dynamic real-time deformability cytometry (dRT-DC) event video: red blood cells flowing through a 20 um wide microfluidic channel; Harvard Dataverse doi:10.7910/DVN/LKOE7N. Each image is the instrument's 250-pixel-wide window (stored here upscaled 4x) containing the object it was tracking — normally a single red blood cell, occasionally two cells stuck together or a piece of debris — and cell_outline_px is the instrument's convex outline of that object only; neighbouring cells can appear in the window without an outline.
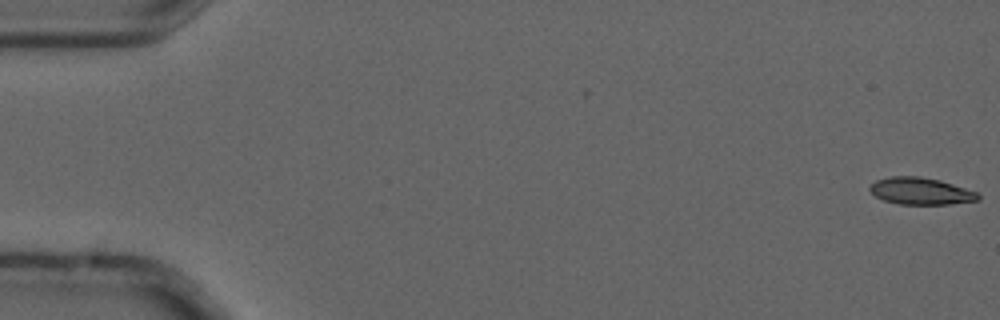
{"species": "common noctule bat (a hibernating species)", "species_latin": "Nyctalus noctula", "temperature_condition": "cold", "stored_images_in_passage": 5, "camera_frame_rate_fps": 3000, "um_per_image_px": 0.085, "animal": {"sex": "male", "forearm_length_mm": 52.5}, "frame": {"image": 1, "passage_image": 1, "time_ms": 0.0, "image_size_px": [1000, 320], "cell_outline_px": [[980, 200], [948, 204], [900, 204], [884, 200], [876, 196], [868, 188], [876, 180], [892, 176], [920, 176], [940, 180], [976, 192], [980, 196]], "centroid_in_image_um": [78.26, 16.24], "position_along_channel_um": 6.7, "area_um2": 16.82}}
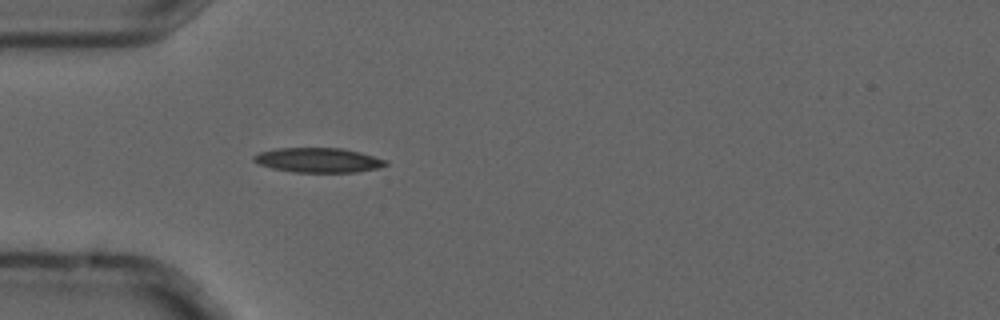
{"frame": {"image": 2, "passage_image": 5, "time_ms": 1.333, "image_size_px": [1000, 320], "cell_outline_px": [[388, 164], [376, 168], [356, 172], [292, 172], [272, 168], [260, 164], [252, 160], [252, 156], [260, 152], [276, 148], [340, 148], [360, 152], [388, 160]], "centroid_in_image_um": [27.04, 13.61], "position_along_channel_um": 58.0, "area_um2": 18.9}}